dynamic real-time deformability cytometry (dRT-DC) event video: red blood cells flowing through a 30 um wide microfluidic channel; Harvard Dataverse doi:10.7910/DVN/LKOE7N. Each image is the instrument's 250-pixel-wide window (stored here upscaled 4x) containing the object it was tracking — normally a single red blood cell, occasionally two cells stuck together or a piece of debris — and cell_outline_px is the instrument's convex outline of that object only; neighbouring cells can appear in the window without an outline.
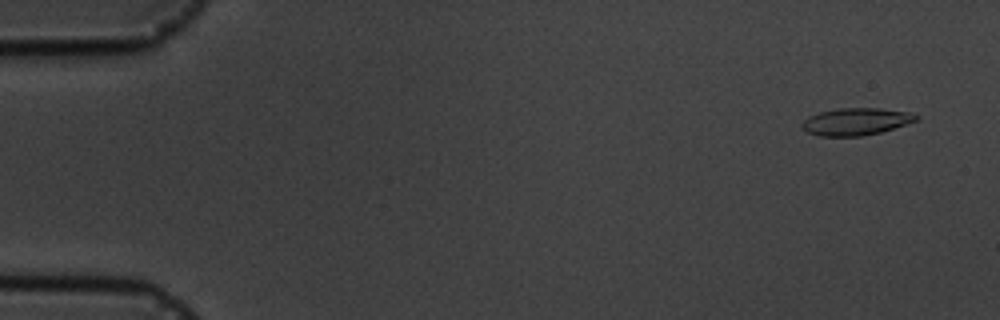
{"species": "common noctule bat (a hibernating species)", "species_latin": "Nyctalus noctula", "temperature_condition": "cold", "stored_images_in_passage": 4, "camera_frame_rate_fps": 3000, "um_per_image_px": 0.085, "animal": {"sex": "male", "body_mass_g": 19.5, "forearm_length_mm": 54.6}, "frame": {"image": 1, "passage_image": 1, "time_ms": 0.0, "image_size_px": [1000, 320], "cell_outline_px": [[920, 120], [880, 132], [860, 136], [820, 136], [808, 132], [800, 128], [800, 124], [808, 116], [820, 112], [840, 108], [880, 108], [908, 112], [920, 116]], "centroid_in_image_um": [72.75, 10.33], "position_along_channel_um": 12.2, "area_um2": 18.15}}
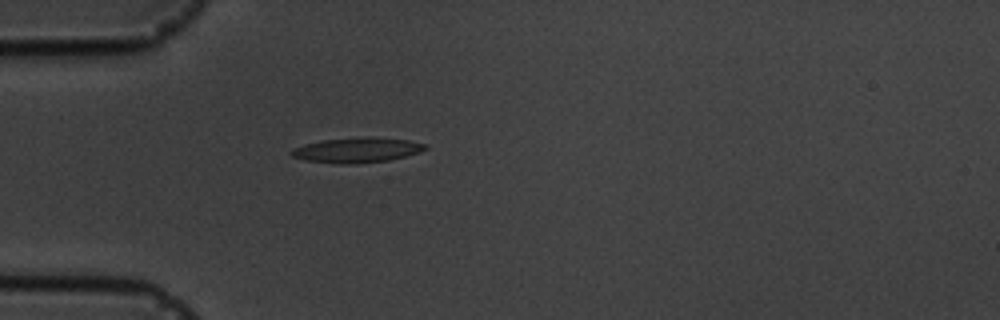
{"frame": {"image": 2, "passage_image": 4, "time_ms": 4.333, "image_size_px": [1000, 320], "cell_outline_px": [[428, 148], [420, 152], [388, 160], [356, 164], [340, 164], [304, 160], [292, 156], [288, 152], [296, 148], [308, 144], [324, 140], [368, 136], [408, 140], [424, 144]], "centroid_in_image_um": [30.36, 12.76], "position_along_channel_um": 54.6, "area_um2": 19.31}}